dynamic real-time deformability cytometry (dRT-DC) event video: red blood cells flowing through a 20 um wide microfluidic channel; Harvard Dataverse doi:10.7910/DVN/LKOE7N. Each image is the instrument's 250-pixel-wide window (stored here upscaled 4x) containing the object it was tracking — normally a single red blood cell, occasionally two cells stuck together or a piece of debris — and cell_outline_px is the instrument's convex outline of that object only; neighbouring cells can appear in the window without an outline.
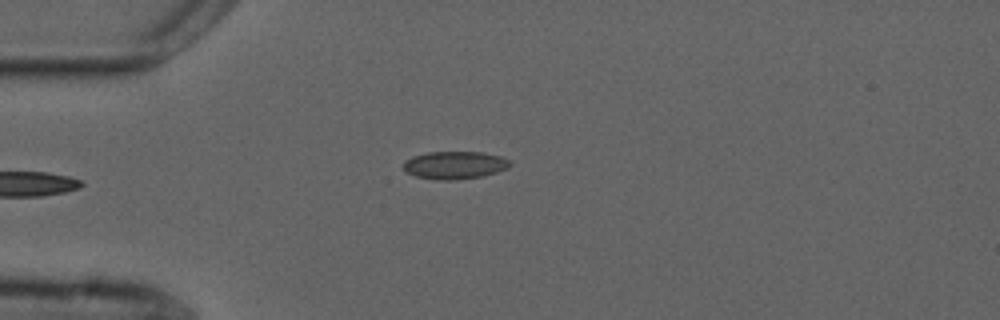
{"species": "common noctule bat (a hibernating species)", "species_latin": "Nyctalus noctula", "temperature_condition": "cold", "stored_images_in_passage": 5, "camera_frame_rate_fps": 3000, "um_per_image_px": 0.085, "animal": {"sex": "male", "forearm_length_mm": 52.5}, "frame": {"image": 1, "passage_image": 5, "time_ms": 4.667, "image_size_px": [1000, 320], "cell_outline_px": [[512, 164], [508, 168], [484, 176], [456, 180], [436, 180], [416, 176], [408, 172], [404, 168], [404, 160], [412, 156], [428, 152], [484, 152], [500, 156], [508, 160]], "centroid_in_image_um": [38.66, 14.03], "position_along_channel_um": 46.3, "area_um2": 17.28}}